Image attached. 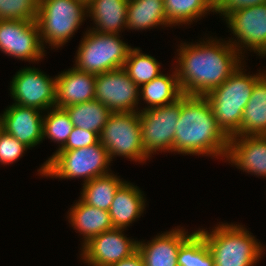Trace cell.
<instances>
[{"instance_id": "obj_1", "label": "cell", "mask_w": 266, "mask_h": 266, "mask_svg": "<svg viewBox=\"0 0 266 266\" xmlns=\"http://www.w3.org/2000/svg\"><path fill=\"white\" fill-rule=\"evenodd\" d=\"M217 38L178 45L175 69L184 95H206L245 64L243 55L228 40Z\"/></svg>"}, {"instance_id": "obj_2", "label": "cell", "mask_w": 266, "mask_h": 266, "mask_svg": "<svg viewBox=\"0 0 266 266\" xmlns=\"http://www.w3.org/2000/svg\"><path fill=\"white\" fill-rule=\"evenodd\" d=\"M229 138L218 127L204 96L182 95L173 153L225 159ZM222 157V158H221Z\"/></svg>"}, {"instance_id": "obj_3", "label": "cell", "mask_w": 266, "mask_h": 266, "mask_svg": "<svg viewBox=\"0 0 266 266\" xmlns=\"http://www.w3.org/2000/svg\"><path fill=\"white\" fill-rule=\"evenodd\" d=\"M244 66L241 65L220 86L204 95L209 102L218 127L228 138L239 132L243 112L251 97L254 85L266 72V70H258L259 72L256 74L246 73L247 69Z\"/></svg>"}, {"instance_id": "obj_4", "label": "cell", "mask_w": 266, "mask_h": 266, "mask_svg": "<svg viewBox=\"0 0 266 266\" xmlns=\"http://www.w3.org/2000/svg\"><path fill=\"white\" fill-rule=\"evenodd\" d=\"M215 226L210 232L197 229L209 246L215 266H254L261 260L265 247L243 225L221 222Z\"/></svg>"}, {"instance_id": "obj_5", "label": "cell", "mask_w": 266, "mask_h": 266, "mask_svg": "<svg viewBox=\"0 0 266 266\" xmlns=\"http://www.w3.org/2000/svg\"><path fill=\"white\" fill-rule=\"evenodd\" d=\"M108 151L100 143L69 151H57L37 170L44 177L75 179L84 178L83 184L112 170Z\"/></svg>"}, {"instance_id": "obj_6", "label": "cell", "mask_w": 266, "mask_h": 266, "mask_svg": "<svg viewBox=\"0 0 266 266\" xmlns=\"http://www.w3.org/2000/svg\"><path fill=\"white\" fill-rule=\"evenodd\" d=\"M85 18L87 4L82 0H39L36 22L44 49L47 44L51 50L63 47Z\"/></svg>"}, {"instance_id": "obj_7", "label": "cell", "mask_w": 266, "mask_h": 266, "mask_svg": "<svg viewBox=\"0 0 266 266\" xmlns=\"http://www.w3.org/2000/svg\"><path fill=\"white\" fill-rule=\"evenodd\" d=\"M81 39L74 67L95 75L123 68L132 48L119 34H104L91 29H87Z\"/></svg>"}, {"instance_id": "obj_8", "label": "cell", "mask_w": 266, "mask_h": 266, "mask_svg": "<svg viewBox=\"0 0 266 266\" xmlns=\"http://www.w3.org/2000/svg\"><path fill=\"white\" fill-rule=\"evenodd\" d=\"M100 143L111 161L115 156L143 164L150 160L142 146L139 112H112L100 134Z\"/></svg>"}, {"instance_id": "obj_9", "label": "cell", "mask_w": 266, "mask_h": 266, "mask_svg": "<svg viewBox=\"0 0 266 266\" xmlns=\"http://www.w3.org/2000/svg\"><path fill=\"white\" fill-rule=\"evenodd\" d=\"M142 146L150 159L157 152L173 153L180 98L173 103L139 111Z\"/></svg>"}, {"instance_id": "obj_10", "label": "cell", "mask_w": 266, "mask_h": 266, "mask_svg": "<svg viewBox=\"0 0 266 266\" xmlns=\"http://www.w3.org/2000/svg\"><path fill=\"white\" fill-rule=\"evenodd\" d=\"M224 21L234 36L228 42L244 58V53H247L243 51L245 49L258 53L261 58L266 57V3L238 9L230 13Z\"/></svg>"}, {"instance_id": "obj_11", "label": "cell", "mask_w": 266, "mask_h": 266, "mask_svg": "<svg viewBox=\"0 0 266 266\" xmlns=\"http://www.w3.org/2000/svg\"><path fill=\"white\" fill-rule=\"evenodd\" d=\"M9 87L13 104L43 112L55 107L56 76L51 78L38 68H21L12 77Z\"/></svg>"}, {"instance_id": "obj_12", "label": "cell", "mask_w": 266, "mask_h": 266, "mask_svg": "<svg viewBox=\"0 0 266 266\" xmlns=\"http://www.w3.org/2000/svg\"><path fill=\"white\" fill-rule=\"evenodd\" d=\"M0 50L27 62H39L46 56L35 21L0 20Z\"/></svg>"}, {"instance_id": "obj_13", "label": "cell", "mask_w": 266, "mask_h": 266, "mask_svg": "<svg viewBox=\"0 0 266 266\" xmlns=\"http://www.w3.org/2000/svg\"><path fill=\"white\" fill-rule=\"evenodd\" d=\"M95 100L111 112H139L140 87L121 68L96 75Z\"/></svg>"}, {"instance_id": "obj_14", "label": "cell", "mask_w": 266, "mask_h": 266, "mask_svg": "<svg viewBox=\"0 0 266 266\" xmlns=\"http://www.w3.org/2000/svg\"><path fill=\"white\" fill-rule=\"evenodd\" d=\"M126 229L113 228L98 234L81 247V260L88 266H110L137 251L138 240L124 233Z\"/></svg>"}, {"instance_id": "obj_15", "label": "cell", "mask_w": 266, "mask_h": 266, "mask_svg": "<svg viewBox=\"0 0 266 266\" xmlns=\"http://www.w3.org/2000/svg\"><path fill=\"white\" fill-rule=\"evenodd\" d=\"M0 115L3 130L30 149L43 142V112L18 104L7 106Z\"/></svg>"}, {"instance_id": "obj_16", "label": "cell", "mask_w": 266, "mask_h": 266, "mask_svg": "<svg viewBox=\"0 0 266 266\" xmlns=\"http://www.w3.org/2000/svg\"><path fill=\"white\" fill-rule=\"evenodd\" d=\"M225 162L256 177H266V135L232 136Z\"/></svg>"}, {"instance_id": "obj_17", "label": "cell", "mask_w": 266, "mask_h": 266, "mask_svg": "<svg viewBox=\"0 0 266 266\" xmlns=\"http://www.w3.org/2000/svg\"><path fill=\"white\" fill-rule=\"evenodd\" d=\"M194 232L188 234L187 230L178 226L157 234L148 242L138 240L137 250L145 266H178V250Z\"/></svg>"}, {"instance_id": "obj_18", "label": "cell", "mask_w": 266, "mask_h": 266, "mask_svg": "<svg viewBox=\"0 0 266 266\" xmlns=\"http://www.w3.org/2000/svg\"><path fill=\"white\" fill-rule=\"evenodd\" d=\"M96 75L74 66L56 76L55 107L65 108L95 99Z\"/></svg>"}, {"instance_id": "obj_19", "label": "cell", "mask_w": 266, "mask_h": 266, "mask_svg": "<svg viewBox=\"0 0 266 266\" xmlns=\"http://www.w3.org/2000/svg\"><path fill=\"white\" fill-rule=\"evenodd\" d=\"M144 196L138 186L128 181L119 187L109 209L114 228L127 229L141 217L147 205Z\"/></svg>"}, {"instance_id": "obj_20", "label": "cell", "mask_w": 266, "mask_h": 266, "mask_svg": "<svg viewBox=\"0 0 266 266\" xmlns=\"http://www.w3.org/2000/svg\"><path fill=\"white\" fill-rule=\"evenodd\" d=\"M67 213L69 224L82 236L81 246L98 234L114 228L109 211L88 205L80 197Z\"/></svg>"}, {"instance_id": "obj_21", "label": "cell", "mask_w": 266, "mask_h": 266, "mask_svg": "<svg viewBox=\"0 0 266 266\" xmlns=\"http://www.w3.org/2000/svg\"><path fill=\"white\" fill-rule=\"evenodd\" d=\"M129 0H90L87 17L93 20L91 30L104 34H119L126 29ZM125 28V29H124Z\"/></svg>"}, {"instance_id": "obj_22", "label": "cell", "mask_w": 266, "mask_h": 266, "mask_svg": "<svg viewBox=\"0 0 266 266\" xmlns=\"http://www.w3.org/2000/svg\"><path fill=\"white\" fill-rule=\"evenodd\" d=\"M266 135V72L256 81L235 136Z\"/></svg>"}, {"instance_id": "obj_23", "label": "cell", "mask_w": 266, "mask_h": 266, "mask_svg": "<svg viewBox=\"0 0 266 266\" xmlns=\"http://www.w3.org/2000/svg\"><path fill=\"white\" fill-rule=\"evenodd\" d=\"M157 26L172 27L166 18L163 1L160 0H129L126 29L147 30Z\"/></svg>"}, {"instance_id": "obj_24", "label": "cell", "mask_w": 266, "mask_h": 266, "mask_svg": "<svg viewBox=\"0 0 266 266\" xmlns=\"http://www.w3.org/2000/svg\"><path fill=\"white\" fill-rule=\"evenodd\" d=\"M173 69L171 74L162 73L140 87V100L148 105L140 111L173 103L183 95L175 67Z\"/></svg>"}, {"instance_id": "obj_25", "label": "cell", "mask_w": 266, "mask_h": 266, "mask_svg": "<svg viewBox=\"0 0 266 266\" xmlns=\"http://www.w3.org/2000/svg\"><path fill=\"white\" fill-rule=\"evenodd\" d=\"M110 172L82 184L81 199L88 205L109 211L115 193L126 181Z\"/></svg>"}, {"instance_id": "obj_26", "label": "cell", "mask_w": 266, "mask_h": 266, "mask_svg": "<svg viewBox=\"0 0 266 266\" xmlns=\"http://www.w3.org/2000/svg\"><path fill=\"white\" fill-rule=\"evenodd\" d=\"M163 4L167 21L172 27L191 25L210 12L215 13L212 0H164Z\"/></svg>"}, {"instance_id": "obj_27", "label": "cell", "mask_w": 266, "mask_h": 266, "mask_svg": "<svg viewBox=\"0 0 266 266\" xmlns=\"http://www.w3.org/2000/svg\"><path fill=\"white\" fill-rule=\"evenodd\" d=\"M74 127L96 132L99 136L112 113L107 106L97 100L78 103L63 108Z\"/></svg>"}, {"instance_id": "obj_28", "label": "cell", "mask_w": 266, "mask_h": 266, "mask_svg": "<svg viewBox=\"0 0 266 266\" xmlns=\"http://www.w3.org/2000/svg\"><path fill=\"white\" fill-rule=\"evenodd\" d=\"M161 63L151 55L141 52V48H131L123 69L129 77L139 86L158 77L161 72Z\"/></svg>"}, {"instance_id": "obj_29", "label": "cell", "mask_w": 266, "mask_h": 266, "mask_svg": "<svg viewBox=\"0 0 266 266\" xmlns=\"http://www.w3.org/2000/svg\"><path fill=\"white\" fill-rule=\"evenodd\" d=\"M178 266H215L204 237L196 230L179 248Z\"/></svg>"}, {"instance_id": "obj_30", "label": "cell", "mask_w": 266, "mask_h": 266, "mask_svg": "<svg viewBox=\"0 0 266 266\" xmlns=\"http://www.w3.org/2000/svg\"><path fill=\"white\" fill-rule=\"evenodd\" d=\"M43 114V140L48 138L59 144L55 154L65 145L74 126L63 108H49Z\"/></svg>"}, {"instance_id": "obj_31", "label": "cell", "mask_w": 266, "mask_h": 266, "mask_svg": "<svg viewBox=\"0 0 266 266\" xmlns=\"http://www.w3.org/2000/svg\"><path fill=\"white\" fill-rule=\"evenodd\" d=\"M39 0H0V20L35 21Z\"/></svg>"}, {"instance_id": "obj_32", "label": "cell", "mask_w": 266, "mask_h": 266, "mask_svg": "<svg viewBox=\"0 0 266 266\" xmlns=\"http://www.w3.org/2000/svg\"><path fill=\"white\" fill-rule=\"evenodd\" d=\"M30 149L24 143L2 130L0 133V164L9 165L18 161Z\"/></svg>"}, {"instance_id": "obj_33", "label": "cell", "mask_w": 266, "mask_h": 266, "mask_svg": "<svg viewBox=\"0 0 266 266\" xmlns=\"http://www.w3.org/2000/svg\"><path fill=\"white\" fill-rule=\"evenodd\" d=\"M100 141V136L93 131L73 127L65 145L59 151H69L78 148L88 147L97 144Z\"/></svg>"}, {"instance_id": "obj_34", "label": "cell", "mask_w": 266, "mask_h": 266, "mask_svg": "<svg viewBox=\"0 0 266 266\" xmlns=\"http://www.w3.org/2000/svg\"><path fill=\"white\" fill-rule=\"evenodd\" d=\"M266 0H217L215 12L225 19L230 13L256 5L265 4Z\"/></svg>"}, {"instance_id": "obj_35", "label": "cell", "mask_w": 266, "mask_h": 266, "mask_svg": "<svg viewBox=\"0 0 266 266\" xmlns=\"http://www.w3.org/2000/svg\"><path fill=\"white\" fill-rule=\"evenodd\" d=\"M110 266H145L142 256L138 252V250L133 253L130 257H127L115 264Z\"/></svg>"}, {"instance_id": "obj_36", "label": "cell", "mask_w": 266, "mask_h": 266, "mask_svg": "<svg viewBox=\"0 0 266 266\" xmlns=\"http://www.w3.org/2000/svg\"><path fill=\"white\" fill-rule=\"evenodd\" d=\"M2 130H3V126H2V123L0 121V133H1Z\"/></svg>"}, {"instance_id": "obj_37", "label": "cell", "mask_w": 266, "mask_h": 266, "mask_svg": "<svg viewBox=\"0 0 266 266\" xmlns=\"http://www.w3.org/2000/svg\"><path fill=\"white\" fill-rule=\"evenodd\" d=\"M82 1H84L87 4L90 0H82Z\"/></svg>"}]
</instances>
